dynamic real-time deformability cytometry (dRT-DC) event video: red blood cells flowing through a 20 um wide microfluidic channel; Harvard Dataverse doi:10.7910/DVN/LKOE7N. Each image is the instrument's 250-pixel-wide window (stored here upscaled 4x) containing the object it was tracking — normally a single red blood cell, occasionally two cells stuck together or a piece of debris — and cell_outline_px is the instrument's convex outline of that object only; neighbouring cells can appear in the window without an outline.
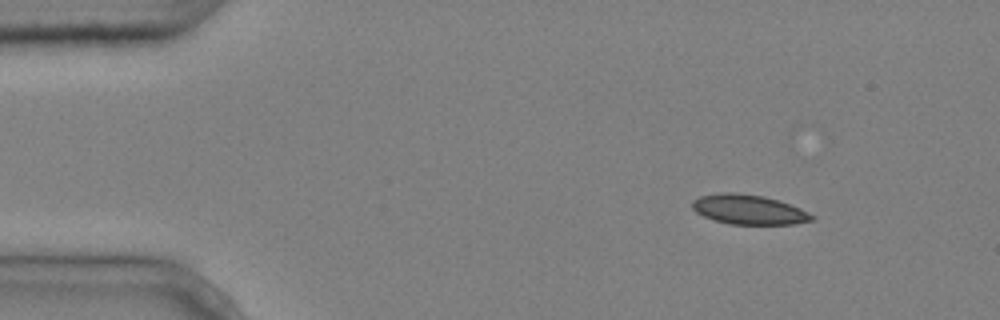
{"species": "common noctule bat (a hibernating species)", "species_latin": "Nyctalus noctula", "temperature_condition": "cold", "stored_images_in_passage": 8, "camera_frame_rate_fps": 3000, "um_per_image_px": 0.085, "animal": {"sex": "male", "body_mass_g": 20.4}, "frame": {"image": 1, "passage_image": 1, "time_ms": 0.0, "image_size_px": [1000, 320], "cell_outline_px": [[816, 216], [812, 220], [792, 224], [728, 224], [704, 216], [696, 212], [692, 208], [692, 200], [700, 196], [720, 192], [732, 192], [764, 196], [800, 208]], "centroid_in_image_um": [63.62, 17.81], "position_along_channel_um": 21.4, "area_um2": 20.52}}
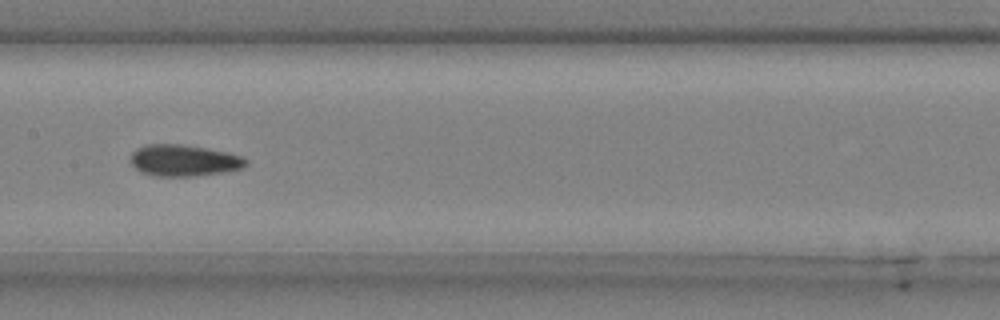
{"frame": {"image": 2, "passage_image": 7, "time_ms": 2.0, "image_size_px": [1000, 320], "cell_outline_px": [[248, 164], [244, 168], [224, 172], [196, 176], [152, 176], [140, 172], [128, 160], [132, 152], [136, 148], [148, 144], [180, 144], [208, 148], [228, 152], [244, 156], [248, 160]], "centroid_in_image_um": [15.64, 13.64], "position_along_channel_um": 191.8, "area_um2": 21.62}}
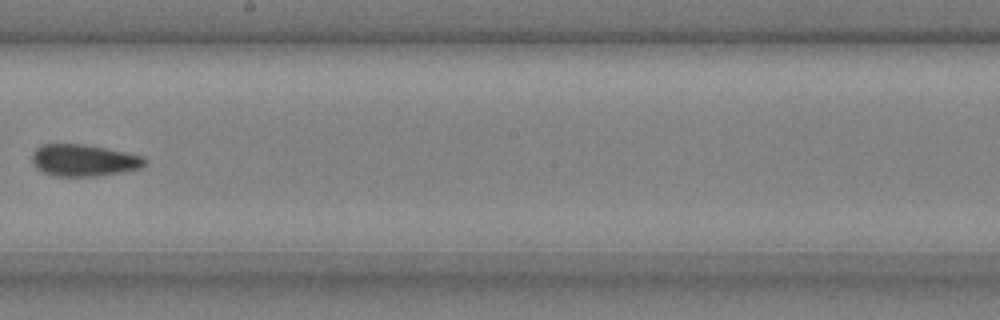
{"frame": {"image": 3, "passage_image": 8, "time_ms": 2.333, "image_size_px": [1000, 320], "cell_outline_px": [[148, 160], [144, 168], [96, 176], [56, 176], [44, 172], [36, 168], [32, 164], [32, 152], [40, 144], [84, 144], [144, 156]], "centroid_in_image_um": [7.13, 13.62], "position_along_channel_um": 241.1, "area_um2": 21.04}}